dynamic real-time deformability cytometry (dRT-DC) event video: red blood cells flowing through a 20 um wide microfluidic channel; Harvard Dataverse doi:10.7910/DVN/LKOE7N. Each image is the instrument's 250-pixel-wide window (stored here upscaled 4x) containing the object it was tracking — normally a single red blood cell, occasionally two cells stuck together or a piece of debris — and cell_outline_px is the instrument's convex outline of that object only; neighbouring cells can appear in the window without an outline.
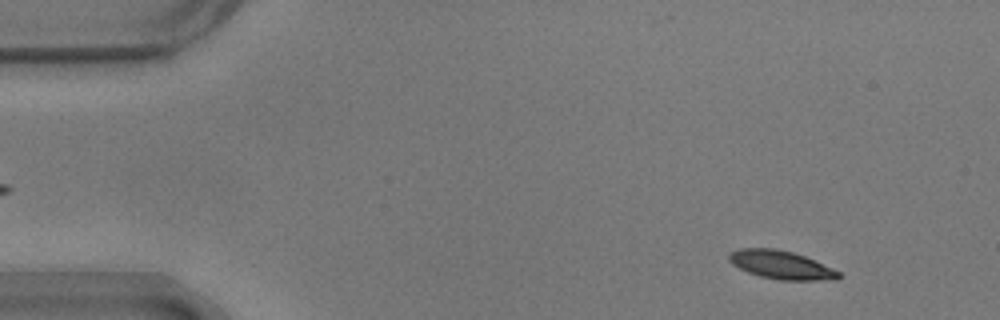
{"species": "common noctule bat (a hibernating species)", "species_latin": "Nyctalus noctula", "temperature_condition": "warm", "stored_images_in_passage": 22, "camera_frame_rate_fps": 3000, "um_per_image_px": 0.085, "animal": {"sex": "male", "body_mass_g": 17.9}, "frame": {"image": 1, "passage_image": 6, "time_ms": 1.667, "image_size_px": [1000, 320], "cell_outline_px": [[840, 276], [836, 280], [780, 280], [760, 276], [748, 272], [732, 264], [728, 260], [728, 256], [732, 252], [740, 248], [776, 248], [792, 252], [804, 256], [832, 268], [840, 272]], "centroid_in_image_um": [66.39, 22.51], "position_along_channel_um": 18.6, "area_um2": 17.98}}
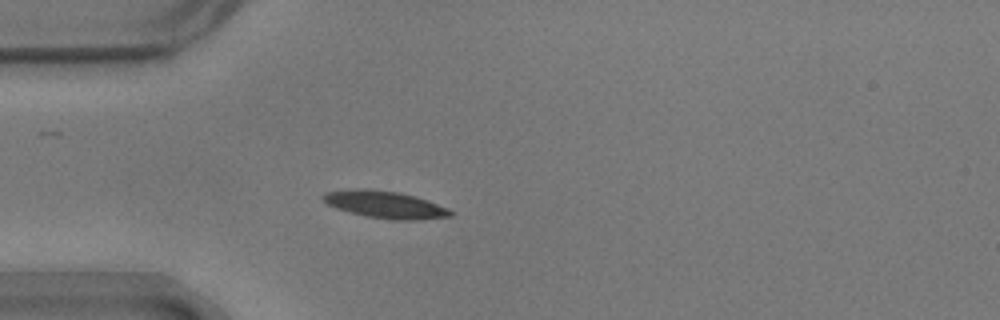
{"frame": {"image": 2, "passage_image": 16, "time_ms": 5.0, "image_size_px": [1000, 320], "cell_outline_px": [[452, 216], [416, 220], [392, 220], [364, 216], [336, 208], [328, 204], [320, 196], [324, 192], [352, 188], [368, 188], [400, 192], [416, 196], [428, 200], [448, 208], [452, 212]], "centroid_in_image_um": [32.71, 17.37], "position_along_channel_um": 52.3, "area_um2": 20.46}}